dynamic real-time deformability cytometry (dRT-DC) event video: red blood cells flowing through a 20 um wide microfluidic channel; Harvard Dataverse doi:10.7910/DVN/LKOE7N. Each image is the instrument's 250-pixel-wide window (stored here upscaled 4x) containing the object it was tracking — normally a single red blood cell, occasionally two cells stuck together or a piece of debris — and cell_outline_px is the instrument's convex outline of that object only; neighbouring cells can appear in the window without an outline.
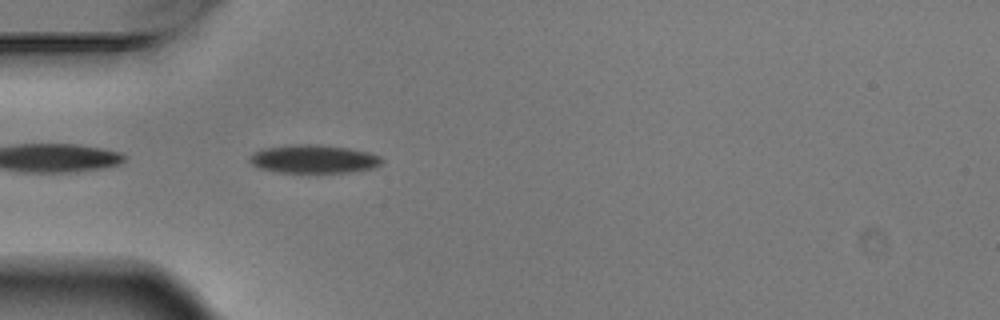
{"species": "Egyptian fruit bat (a non-hibernating species)", "species_latin": "Rousettus aegyptiacus", "temperature_condition": "warm", "stored_images_in_passage": 3, "camera_frame_rate_fps": 3000, "um_per_image_px": 0.085, "animal": {"sex": "male"}, "frame": {"image": 1, "passage_image": 3, "time_ms": 0.667, "image_size_px": [1000, 320], "cell_outline_px": [[384, 160], [380, 164], [372, 168], [352, 172], [280, 172], [260, 168], [252, 164], [248, 160], [248, 156], [252, 152], [264, 148], [292, 144], [316, 144], [348, 148], [368, 152], [380, 156]], "centroid_in_image_um": [26.64, 13.5], "position_along_channel_um": 58.4, "area_um2": 21.85}}